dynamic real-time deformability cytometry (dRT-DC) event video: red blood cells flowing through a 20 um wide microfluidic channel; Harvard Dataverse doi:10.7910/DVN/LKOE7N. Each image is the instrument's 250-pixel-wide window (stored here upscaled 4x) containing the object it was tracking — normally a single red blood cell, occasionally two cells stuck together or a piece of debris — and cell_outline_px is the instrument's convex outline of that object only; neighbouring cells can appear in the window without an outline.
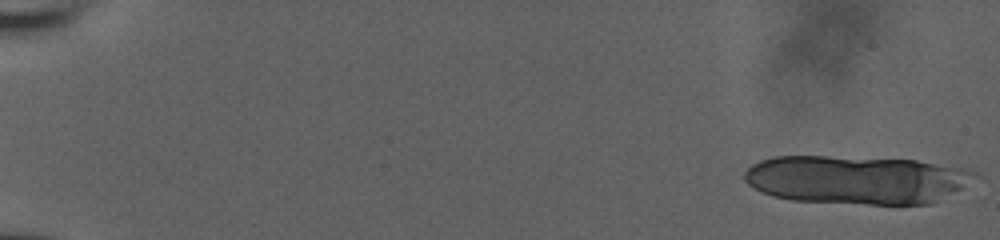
{"species": "human", "species_latin": "Homo sapiens", "temperature_condition": "room temperature", "stored_images_in_passage": 40, "segment_of_instrument_passage": [1, 2], "camera_frame_rate_fps": 3000, "um_per_image_px": 0.085, "donor": {"sex": "male"}, "frame": {"image": 1, "passage_image": 1, "time_ms": 0.0, "image_size_px": [1000, 240], "cell_outline_px": [[980, 176], [960, 188], [928, 204], [868, 204], [792, 200], [772, 196], [760, 192], [748, 184], [744, 180], [744, 172], [752, 164], [760, 160], [772, 156], [824, 156], [916, 160], [968, 168], [976, 172]], "centroid_in_image_um": [72.77, 15.26], "position_along_channel_um": 12.2, "area_um2": 65.08}}